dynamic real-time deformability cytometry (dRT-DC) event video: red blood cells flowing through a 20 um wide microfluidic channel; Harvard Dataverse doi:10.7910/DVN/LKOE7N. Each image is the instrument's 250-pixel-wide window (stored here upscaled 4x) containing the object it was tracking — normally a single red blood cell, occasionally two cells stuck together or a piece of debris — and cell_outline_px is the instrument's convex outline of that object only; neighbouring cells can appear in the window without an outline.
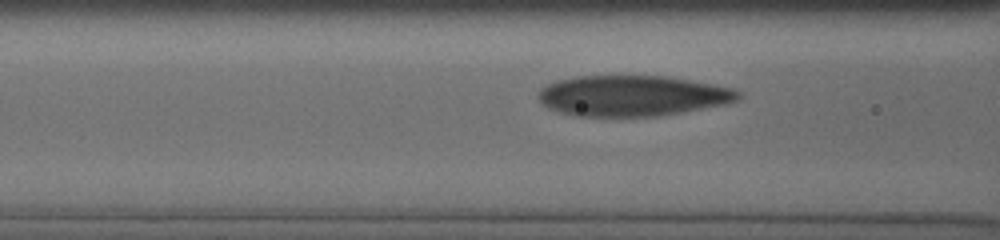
{"species": "human", "species_latin": "Homo sapiens", "temperature_condition": "cold", "stored_images_in_passage": 53, "camera_frame_rate_fps": 3000, "um_per_image_px": 0.085, "donor": {"sex": "male"}, "frame": {"image": 1, "passage_image": 10, "time_ms": 1.333, "image_size_px": [1000, 240], "cell_outline_px": [[740, 96], [736, 100], [724, 104], [656, 116], [576, 116], [560, 112], [548, 108], [540, 100], [540, 88], [556, 80], [576, 76], [668, 76], [712, 84], [732, 88], [740, 92]], "centroid_in_image_um": [53.72, 8.13], "position_along_channel_um": 112.9, "area_um2": 46.93}}
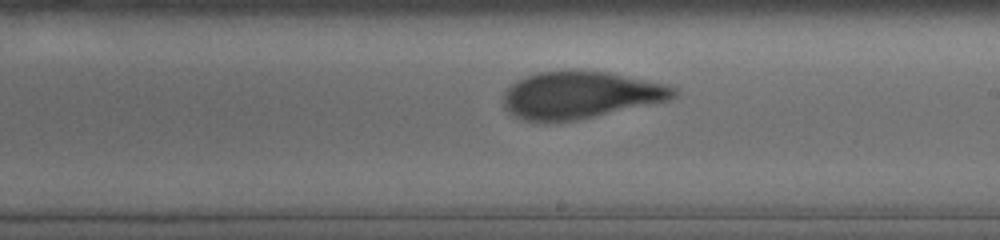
{"frame": {"image": 2, "passage_image": 23, "time_ms": 4.667, "image_size_px": [1000, 240], "cell_outline_px": [[676, 96], [668, 100], [572, 120], [524, 120], [508, 112], [504, 104], [504, 92], [512, 84], [528, 76], [540, 72], [608, 72], [668, 84], [676, 88]], "centroid_in_image_um": [49.35, 8.07], "position_along_channel_um": 239.6, "area_um2": 45.2}}
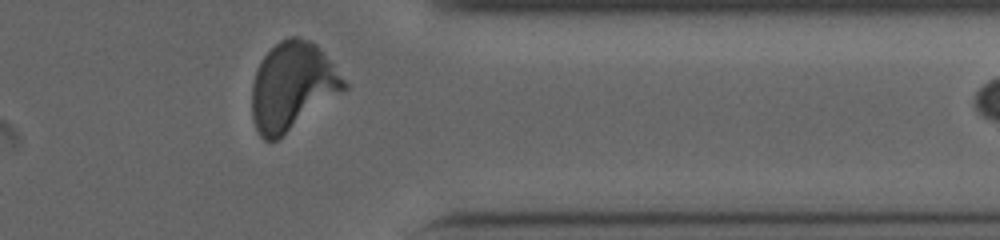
{"frame": {"image": 3, "passage_image": 49, "time_ms": 8.667, "image_size_px": [1000, 240], "cell_outline_px": [[348, 88], [276, 140], [264, 140], [260, 136], [256, 128], [252, 116], [252, 84], [256, 68], [264, 56], [280, 40], [288, 36], [296, 36], [312, 40], [320, 48], [348, 84]], "centroid_in_image_um": [24.84, 7.31], "position_along_channel_um": 386.6, "area_um2": 46.88}, "authors_computed_cell_mechanics": {"area_um2": 46.4712, "velocity_mm_per_s": 3.8131, "shape_relaxation_time_tau1_ms": 5.3491, "shape_relaxation_time_tau2_ms": 0.9343, "deformation_change_tau1": 0.1974, "deformation_change_tau2": 0.0694}}